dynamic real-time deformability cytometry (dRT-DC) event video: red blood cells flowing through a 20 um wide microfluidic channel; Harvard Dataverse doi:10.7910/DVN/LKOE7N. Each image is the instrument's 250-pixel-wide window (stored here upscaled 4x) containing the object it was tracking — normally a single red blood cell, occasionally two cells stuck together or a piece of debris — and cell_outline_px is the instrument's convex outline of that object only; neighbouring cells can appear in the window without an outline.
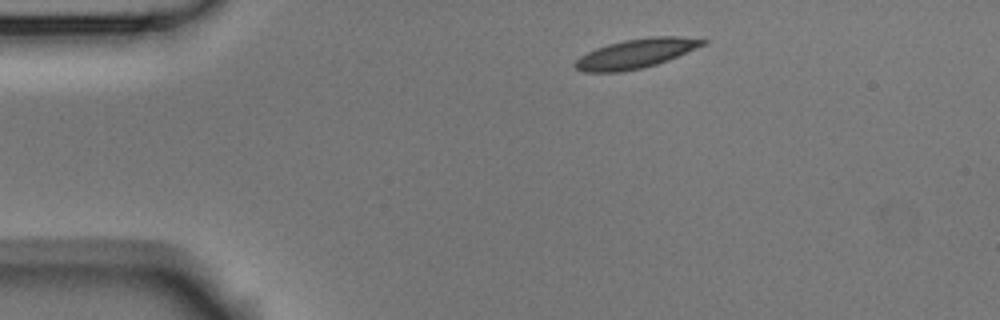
{"species": "Egyptian fruit bat (a non-hibernating species)", "species_latin": "Rousettus aegyptiacus", "temperature_condition": "room temperature", "stored_images_in_passage": 2, "camera_frame_rate_fps": 3000, "um_per_image_px": 0.085, "animal": {"sex": "male"}, "frame": {"image": 1, "passage_image": 1, "time_ms": 0.0, "image_size_px": [1000, 320], "cell_outline_px": [[708, 40], [704, 44], [668, 60], [656, 64], [640, 68], [620, 72], [584, 72], [576, 68], [572, 64], [580, 56], [596, 48], [608, 44], [624, 40], [648, 36], [676, 36]], "centroid_in_image_um": [54.0, 4.55], "position_along_channel_um": 31.0, "area_um2": 21.56}}